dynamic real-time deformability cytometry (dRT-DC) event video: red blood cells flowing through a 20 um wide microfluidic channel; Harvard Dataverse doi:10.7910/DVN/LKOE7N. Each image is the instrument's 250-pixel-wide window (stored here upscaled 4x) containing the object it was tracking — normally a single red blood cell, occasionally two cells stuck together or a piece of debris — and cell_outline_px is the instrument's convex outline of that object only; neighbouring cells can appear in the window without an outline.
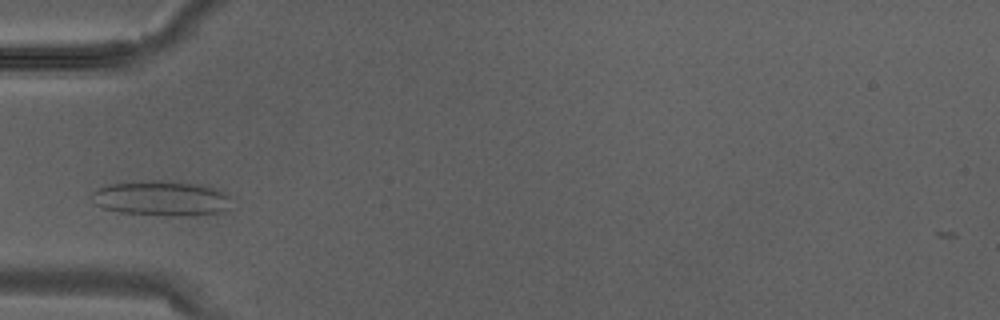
{"species": "Egyptian fruit bat (a non-hibernating species)", "species_latin": "Rousettus aegyptiacus", "temperature_condition": "warm", "stored_images_in_passage": 1, "camera_frame_rate_fps": 3000, "um_per_image_px": 0.085, "animal": {"sex": "male"}, "frame": {"image": 1, "passage_image": 1, "time_ms": 0.0, "image_size_px": [1000, 320], "cell_outline_px": [[232, 208], [224, 212], [176, 216], [172, 216], [120, 212], [104, 208], [96, 204], [92, 192], [108, 184], [152, 180], [160, 180], [204, 184], [228, 196]], "centroid_in_image_um": [13.76, 16.85], "position_along_channel_um": 71.2, "area_um2": 28.26}}